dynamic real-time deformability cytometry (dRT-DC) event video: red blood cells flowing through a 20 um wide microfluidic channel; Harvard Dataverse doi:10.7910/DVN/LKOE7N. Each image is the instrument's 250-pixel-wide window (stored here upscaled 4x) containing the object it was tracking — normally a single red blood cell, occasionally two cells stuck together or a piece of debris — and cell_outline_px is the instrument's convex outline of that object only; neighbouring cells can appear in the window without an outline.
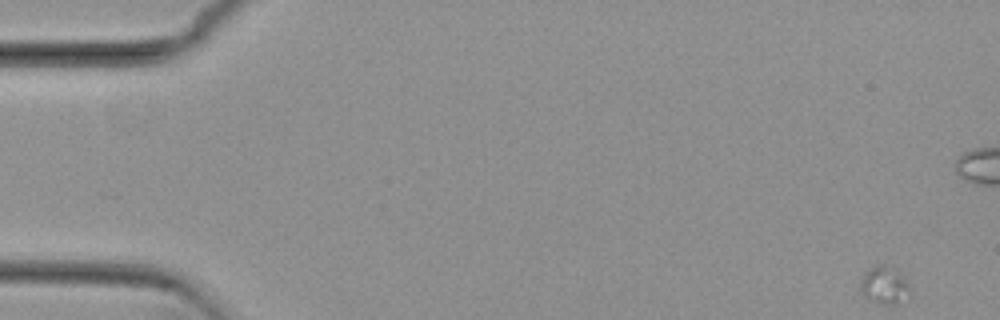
{"species": "common noctule bat (a hibernating species)", "species_latin": "Nyctalus noctula", "temperature_condition": "cold", "stored_images_in_passage": 21, "camera_frame_rate_fps": 3000, "um_per_image_px": 0.085, "animal": {"sex": "female", "body_mass_g": 29.2, "forearm_length_mm": 56.3}, "frame": {"image": 1, "passage_image": 1, "time_ms": 0.0, "image_size_px": [1000, 320], "cell_outline_px": [[912, 296], [900, 304], [888, 304], [872, 300], [864, 296], [856, 288], [860, 280], [868, 268], [876, 264], [892, 264], [900, 272], [908, 284]], "centroid_in_image_um": [75.18, 24.21], "position_along_channel_um": 9.8, "area_um2": 11.5}}